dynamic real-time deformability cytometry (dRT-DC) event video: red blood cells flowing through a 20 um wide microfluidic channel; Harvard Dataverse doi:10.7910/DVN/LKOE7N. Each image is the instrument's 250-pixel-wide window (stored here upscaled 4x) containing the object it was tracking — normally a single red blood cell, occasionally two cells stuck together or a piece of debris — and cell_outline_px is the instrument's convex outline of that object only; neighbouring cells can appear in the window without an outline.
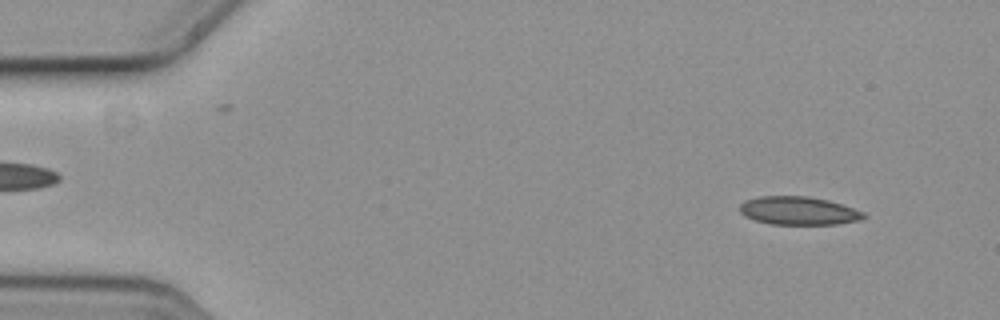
{"species": "common noctule bat (a hibernating species)", "species_latin": "Nyctalus noctula", "temperature_condition": "cold", "stored_images_in_passage": 3, "segment_of_instrument_passage": [2, 2], "camera_frame_rate_fps": 3000, "um_per_image_px": 0.085, "animal": {"sex": "female", "body_mass_g": 19.3, "forearm_length_mm": 54.1}, "frame": {"image": 1, "passage_image": 3, "time_ms": 0.667, "image_size_px": [1000, 320], "cell_outline_px": [[868, 216], [860, 220], [836, 224], [768, 224], [752, 220], [744, 216], [740, 212], [740, 204], [744, 200], [760, 196], [804, 196], [828, 200], [864, 212]], "centroid_in_image_um": [67.83, 17.92], "position_along_channel_um": 17.2, "area_um2": 20.46}}